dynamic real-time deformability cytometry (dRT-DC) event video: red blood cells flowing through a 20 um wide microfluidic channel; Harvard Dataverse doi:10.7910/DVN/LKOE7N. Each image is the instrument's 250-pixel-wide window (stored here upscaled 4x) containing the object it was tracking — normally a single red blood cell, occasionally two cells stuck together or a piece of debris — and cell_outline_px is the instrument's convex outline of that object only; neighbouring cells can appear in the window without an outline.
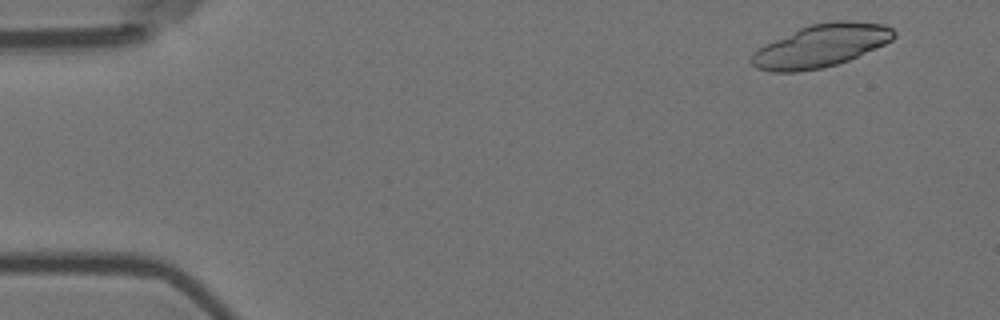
{"species": "Egyptian fruit bat (a non-hibernating species)", "species_latin": "Rousettus aegyptiacus", "temperature_condition": "room temperature", "stored_images_in_passage": 22, "camera_frame_rate_fps": 3000, "um_per_image_px": 0.085, "animal": {"sex": "female"}, "frame": {"image": 1, "passage_image": 4, "time_ms": 1.0, "image_size_px": [1000, 320], "cell_outline_px": [[896, 36], [892, 40], [884, 44], [848, 60], [824, 68], [796, 72], [772, 72], [756, 68], [748, 60], [752, 52], [764, 44], [800, 28], [812, 24], [832, 20], [852, 20], [884, 24], [892, 28], [896, 32]], "centroid_in_image_um": [69.76, 3.89], "position_along_channel_um": 15.2, "area_um2": 35.66}}